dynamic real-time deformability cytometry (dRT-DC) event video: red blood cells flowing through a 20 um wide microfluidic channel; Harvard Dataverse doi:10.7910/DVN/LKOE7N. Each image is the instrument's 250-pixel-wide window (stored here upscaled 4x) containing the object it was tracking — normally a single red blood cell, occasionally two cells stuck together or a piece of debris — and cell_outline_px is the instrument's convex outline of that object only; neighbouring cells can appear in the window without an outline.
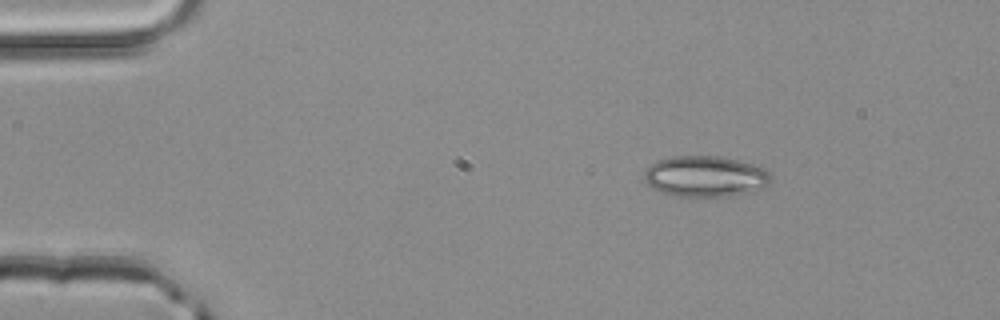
{"species": "common noctule bat (a hibernating species)", "species_latin": "Nyctalus noctula", "temperature_condition": "room temperature", "stored_images_in_passage": 3, "camera_frame_rate_fps": 3000, "um_per_image_px": 0.085, "animal": {"sex": "male", "body_mass_g": 20.4}, "frame": {"image": 1, "passage_image": 2, "time_ms": 0.333, "image_size_px": [1000, 320], "cell_outline_px": [[772, 176], [768, 184], [748, 192], [728, 196], [676, 196], [652, 188], [644, 180], [644, 172], [656, 160], [672, 156], [720, 156], [756, 164], [764, 168]], "centroid_in_image_um": [59.94, 14.97], "position_along_channel_um": 25.1, "area_um2": 30.06}}